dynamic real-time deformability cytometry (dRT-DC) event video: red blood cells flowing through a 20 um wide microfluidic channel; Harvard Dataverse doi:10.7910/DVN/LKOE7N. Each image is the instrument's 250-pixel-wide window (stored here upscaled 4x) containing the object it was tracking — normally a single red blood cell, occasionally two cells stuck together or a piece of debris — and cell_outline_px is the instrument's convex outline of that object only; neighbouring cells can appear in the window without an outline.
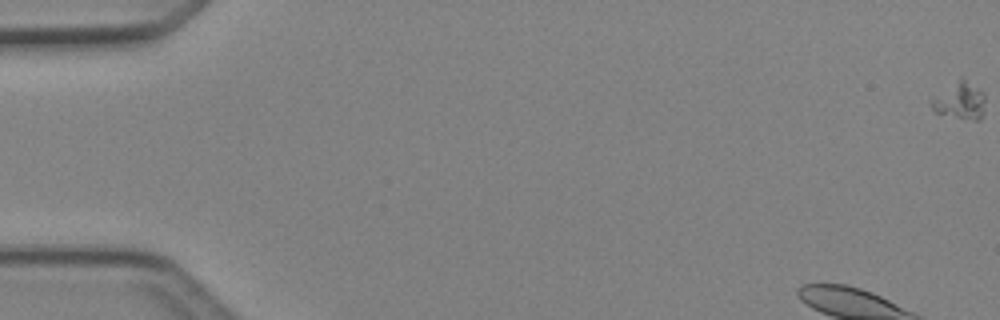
{"species": "Egyptian fruit bat (a non-hibernating species)", "species_latin": "Rousettus aegyptiacus", "temperature_condition": "cold", "stored_images_in_passage": 48, "segment_of_instrument_passage": [1, 3], "camera_frame_rate_fps": 3000, "um_per_image_px": 0.085, "animal": {"sex": "female"}, "frame": {"image": 1, "passage_image": 1, "time_ms": 0.0, "image_size_px": [1000, 320], "cell_outline_px": [[984, 100], [980, 120], [976, 120], [936, 112], [932, 108], [928, 100], [960, 76], [964, 76], [984, 96]], "centroid_in_image_um": [81.53, 8.5], "position_along_channel_um": 3.5, "area_um2": 11.39}}